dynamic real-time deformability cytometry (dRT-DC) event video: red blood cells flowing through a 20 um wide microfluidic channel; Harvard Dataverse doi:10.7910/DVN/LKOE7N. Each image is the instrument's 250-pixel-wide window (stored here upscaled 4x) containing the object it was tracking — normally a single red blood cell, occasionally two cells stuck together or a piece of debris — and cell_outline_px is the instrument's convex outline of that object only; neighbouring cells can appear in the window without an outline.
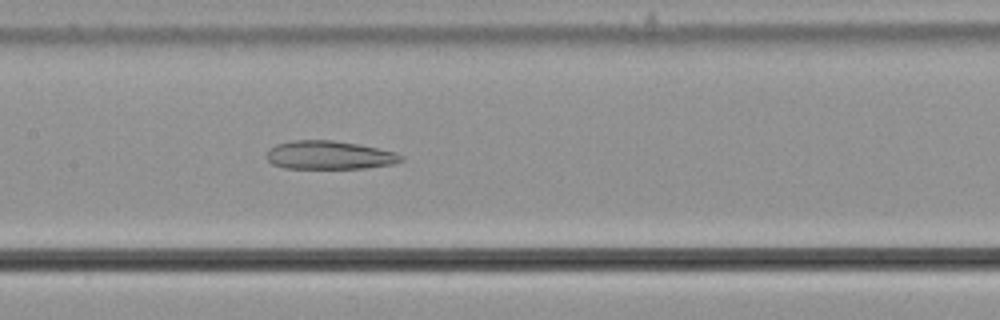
{"species": "common noctule bat (a hibernating species)", "species_latin": "Nyctalus noctula", "temperature_condition": "cold", "stored_images_in_passage": 41, "camera_frame_rate_fps": 3000, "um_per_image_px": 0.085, "animal": {"sex": "male", "body_mass_g": 21.5, "forearm_length_mm": 52.0}, "frame": {"image": 1, "passage_image": 17, "time_ms": 5.333, "image_size_px": [1000, 320], "cell_outline_px": [[404, 160], [392, 164], [364, 168], [284, 168], [272, 164], [264, 156], [268, 148], [276, 144], [292, 140], [332, 140], [356, 144], [396, 152], [404, 156]], "centroid_in_image_um": [27.94, 13.18], "position_along_channel_um": 179.5, "area_um2": 22.37}}
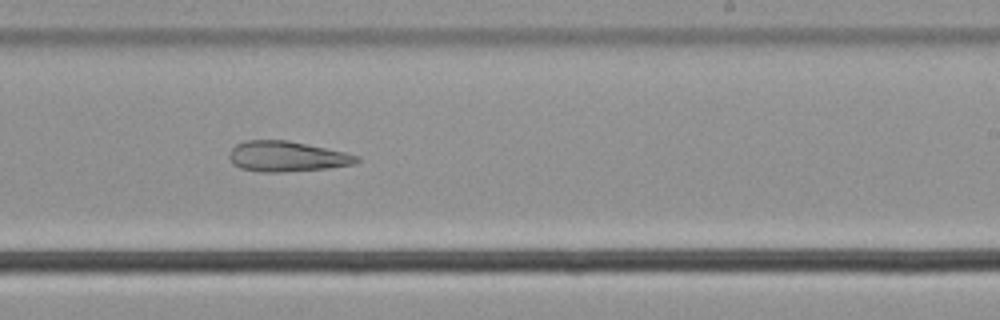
{"frame": {"image": 2, "passage_image": 24, "time_ms": 7.667, "image_size_px": [1000, 320], "cell_outline_px": [[360, 160], [356, 164], [328, 168], [280, 172], [260, 172], [240, 168], [232, 164], [228, 156], [228, 152], [236, 144], [244, 140], [288, 140], [344, 152], [360, 156]], "centroid_in_image_um": [24.35, 13.3], "position_along_channel_um": 264.6, "area_um2": 22.72}}
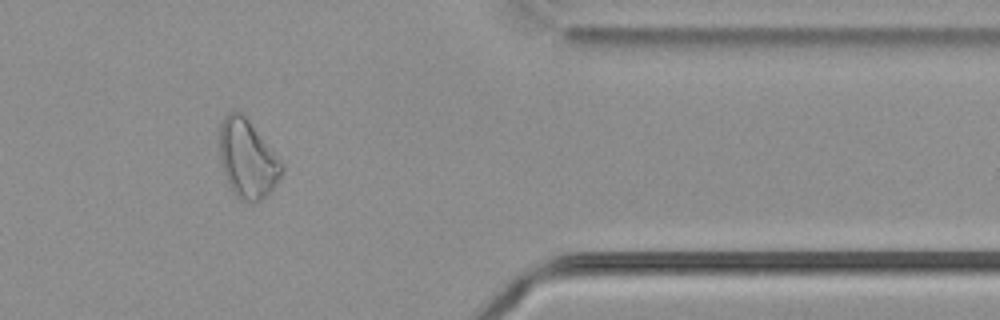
{"frame": {"image": 3, "passage_image": 36, "time_ms": 11.667, "image_size_px": [1000, 320], "cell_outline_px": [[284, 168], [280, 176], [268, 196], [256, 204], [244, 204], [232, 192], [224, 172], [220, 160], [220, 124], [224, 116], [228, 112], [236, 108], [244, 112], [284, 164]], "centroid_in_image_um": [21.04, 13.5], "position_along_channel_um": 390.4, "area_um2": 29.25}, "authors_computed_cell_mechanics": {"area_um2": 24.4494, "velocity_mm_per_s": 3.6668, "shape_relaxation_time_tau1_ms": null, "shape_relaxation_time_tau2_ms": 3.5873, "deformation_change_tau1": null, "deformation_change_tau2": 0.1326}}